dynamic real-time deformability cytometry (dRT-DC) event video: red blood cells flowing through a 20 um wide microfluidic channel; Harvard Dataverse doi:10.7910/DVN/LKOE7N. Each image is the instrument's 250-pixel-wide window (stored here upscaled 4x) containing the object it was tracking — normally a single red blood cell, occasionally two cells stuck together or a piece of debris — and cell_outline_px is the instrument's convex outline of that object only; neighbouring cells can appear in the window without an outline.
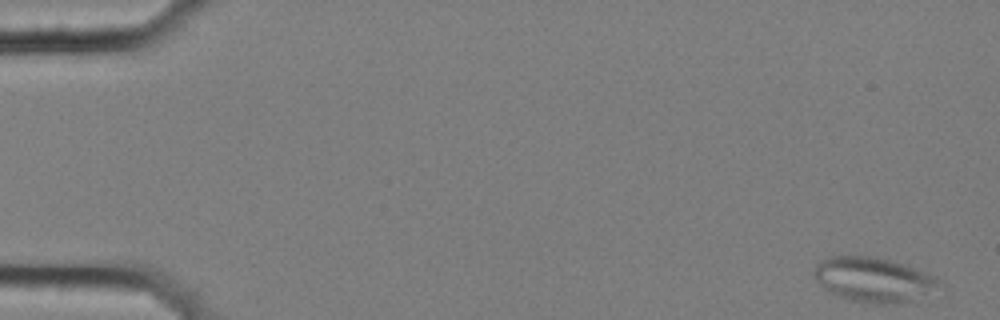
{"species": "common noctule bat (a hibernating species)", "species_latin": "Nyctalus noctula", "temperature_condition": "cold", "stored_images_in_passage": 57, "camera_frame_rate_fps": 3000, "um_per_image_px": 0.085, "animal": {"sex": "female", "body_mass_g": 25.1}, "frame": {"image": 1, "passage_image": 1, "time_ms": 0.0, "image_size_px": [1000, 320], "cell_outline_px": [[944, 288], [912, 300], [900, 304], [880, 304], [848, 300], [836, 296], [828, 292], [812, 276], [812, 272], [816, 264], [820, 260], [832, 256], [872, 256], [888, 260], [936, 276], [940, 280]], "centroid_in_image_um": [74.24, 23.79], "position_along_channel_um": 10.8, "area_um2": 32.89}}
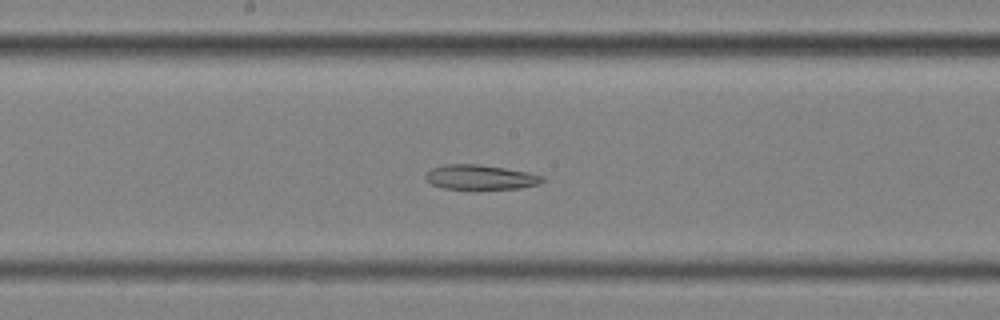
{"frame": {"image": 2, "passage_image": 30, "time_ms": 9.667, "image_size_px": [1000, 320], "cell_outline_px": [[544, 180], [540, 184], [520, 188], [476, 192], [444, 188], [432, 184], [424, 176], [432, 168], [444, 164], [480, 164], [528, 172], [544, 176]], "centroid_in_image_um": [40.85, 15.11], "position_along_channel_um": 207.3, "area_um2": 17.63}}
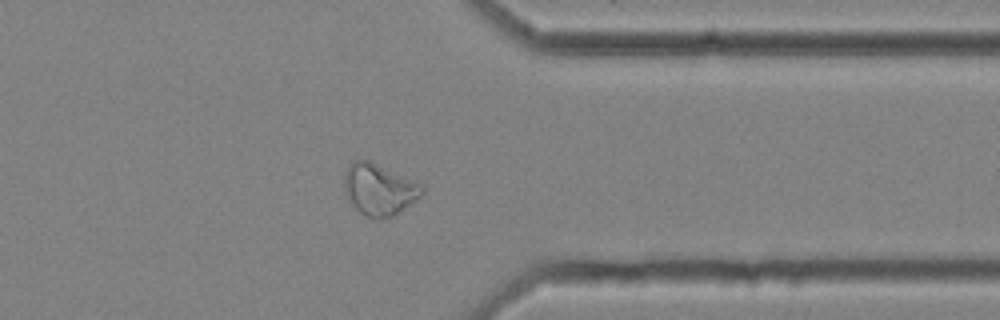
{"frame": {"image": 3, "passage_image": 45, "time_ms": 14.667, "image_size_px": [1000, 320], "cell_outline_px": [[424, 192], [412, 204], [392, 216], [380, 220], [376, 220], [360, 212], [352, 204], [344, 188], [344, 172], [348, 164], [356, 160], [368, 160], [416, 180], [424, 184]], "centroid_in_image_um": [32.26, 16.1], "position_along_channel_um": 379.1, "area_um2": 23.52}}